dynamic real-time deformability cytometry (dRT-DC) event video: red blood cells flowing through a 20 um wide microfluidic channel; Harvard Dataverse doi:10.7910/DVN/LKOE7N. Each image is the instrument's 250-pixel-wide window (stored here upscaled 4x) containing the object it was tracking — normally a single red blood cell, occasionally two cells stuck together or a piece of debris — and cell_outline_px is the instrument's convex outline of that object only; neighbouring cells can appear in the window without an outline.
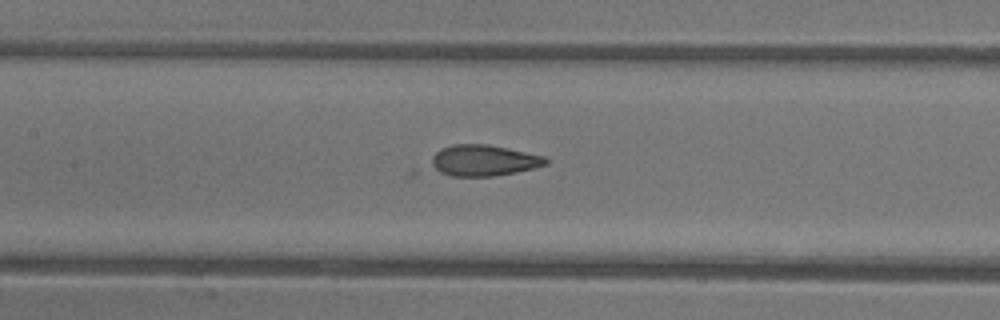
{"species": "common noctule bat (a hibernating species)", "species_latin": "Nyctalus noctula", "temperature_condition": "warm", "stored_images_in_passage": 39, "camera_frame_rate_fps": 3000, "um_per_image_px": 0.085, "animal": {"sex": "female"}, "frame": {"image": 1, "passage_image": 13, "time_ms": 4.0, "image_size_px": [1000, 320], "cell_outline_px": [[548, 164], [516, 172], [492, 176], [452, 176], [440, 172], [432, 168], [432, 156], [440, 148], [452, 144], [488, 144], [544, 156], [548, 160]], "centroid_in_image_um": [41.08, 13.63], "position_along_channel_um": 166.3, "area_um2": 20.63}}
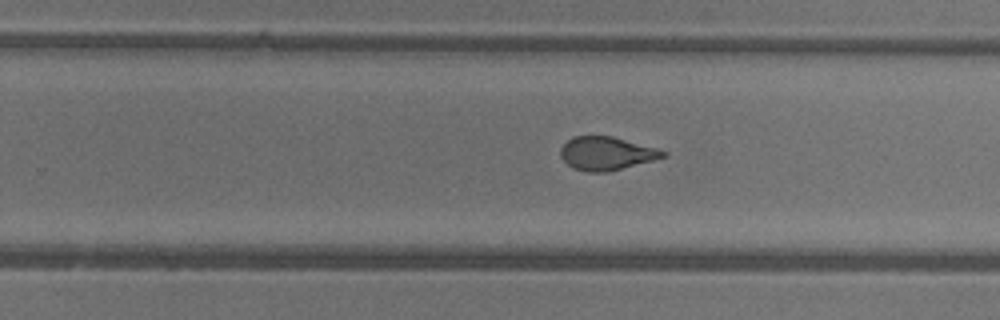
{"frame": {"image": 2, "passage_image": 21, "time_ms": 6.667, "image_size_px": [1000, 320], "cell_outline_px": [[668, 152], [664, 156], [652, 160], [604, 172], [588, 172], [572, 168], [560, 156], [560, 148], [572, 136], [612, 136], [656, 148]], "centroid_in_image_um": [51.49, 13.03], "position_along_channel_um": 278.3, "area_um2": 19.54}}
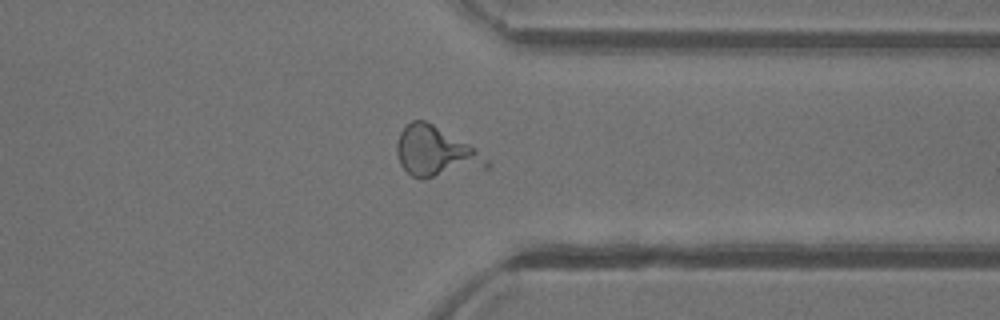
{"frame": {"image": 3, "passage_image": 28, "time_ms": 9.0, "image_size_px": [1000, 320], "cell_outline_px": [[492, 164], [488, 168], [432, 176], [412, 176], [400, 164], [396, 152], [396, 144], [400, 132], [412, 120], [424, 120], [432, 124], [476, 148]], "centroid_in_image_um": [37.04, 12.88], "position_along_channel_um": 374.4, "area_um2": 25.49}}